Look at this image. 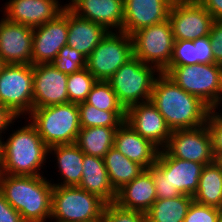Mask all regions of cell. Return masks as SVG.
Returning a JSON list of instances; mask_svg holds the SVG:
<instances>
[{
    "label": "cell",
    "mask_w": 222,
    "mask_h": 222,
    "mask_svg": "<svg viewBox=\"0 0 222 222\" xmlns=\"http://www.w3.org/2000/svg\"><path fill=\"white\" fill-rule=\"evenodd\" d=\"M150 101L172 131L201 127L212 112L203 101L184 91L164 72L154 82Z\"/></svg>",
    "instance_id": "obj_1"
},
{
    "label": "cell",
    "mask_w": 222,
    "mask_h": 222,
    "mask_svg": "<svg viewBox=\"0 0 222 222\" xmlns=\"http://www.w3.org/2000/svg\"><path fill=\"white\" fill-rule=\"evenodd\" d=\"M43 175L21 176L0 173V193L25 222L51 219L53 184Z\"/></svg>",
    "instance_id": "obj_2"
},
{
    "label": "cell",
    "mask_w": 222,
    "mask_h": 222,
    "mask_svg": "<svg viewBox=\"0 0 222 222\" xmlns=\"http://www.w3.org/2000/svg\"><path fill=\"white\" fill-rule=\"evenodd\" d=\"M28 121V124H26ZM26 125L12 131L6 141L0 139V173L21 176L43 175L48 147L37 128L27 119ZM41 171V172H40Z\"/></svg>",
    "instance_id": "obj_3"
},
{
    "label": "cell",
    "mask_w": 222,
    "mask_h": 222,
    "mask_svg": "<svg viewBox=\"0 0 222 222\" xmlns=\"http://www.w3.org/2000/svg\"><path fill=\"white\" fill-rule=\"evenodd\" d=\"M187 93L203 101L212 111L222 105V65L216 63L168 66L163 71Z\"/></svg>",
    "instance_id": "obj_4"
},
{
    "label": "cell",
    "mask_w": 222,
    "mask_h": 222,
    "mask_svg": "<svg viewBox=\"0 0 222 222\" xmlns=\"http://www.w3.org/2000/svg\"><path fill=\"white\" fill-rule=\"evenodd\" d=\"M27 119L37 128L48 148L76 143L81 129L77 103L33 108Z\"/></svg>",
    "instance_id": "obj_5"
},
{
    "label": "cell",
    "mask_w": 222,
    "mask_h": 222,
    "mask_svg": "<svg viewBox=\"0 0 222 222\" xmlns=\"http://www.w3.org/2000/svg\"><path fill=\"white\" fill-rule=\"evenodd\" d=\"M106 202L78 186H53L51 220L54 222H100ZM56 220V221H55Z\"/></svg>",
    "instance_id": "obj_6"
},
{
    "label": "cell",
    "mask_w": 222,
    "mask_h": 222,
    "mask_svg": "<svg viewBox=\"0 0 222 222\" xmlns=\"http://www.w3.org/2000/svg\"><path fill=\"white\" fill-rule=\"evenodd\" d=\"M161 72L154 66L132 57L108 80L125 109L150 101L154 82Z\"/></svg>",
    "instance_id": "obj_7"
},
{
    "label": "cell",
    "mask_w": 222,
    "mask_h": 222,
    "mask_svg": "<svg viewBox=\"0 0 222 222\" xmlns=\"http://www.w3.org/2000/svg\"><path fill=\"white\" fill-rule=\"evenodd\" d=\"M0 104L15 116L30 115L33 110V65L4 64L0 71Z\"/></svg>",
    "instance_id": "obj_8"
},
{
    "label": "cell",
    "mask_w": 222,
    "mask_h": 222,
    "mask_svg": "<svg viewBox=\"0 0 222 222\" xmlns=\"http://www.w3.org/2000/svg\"><path fill=\"white\" fill-rule=\"evenodd\" d=\"M132 57V37L122 31H109L87 57L86 68L97 81H108Z\"/></svg>",
    "instance_id": "obj_9"
},
{
    "label": "cell",
    "mask_w": 222,
    "mask_h": 222,
    "mask_svg": "<svg viewBox=\"0 0 222 222\" xmlns=\"http://www.w3.org/2000/svg\"><path fill=\"white\" fill-rule=\"evenodd\" d=\"M131 37L134 57L160 72L170 65L175 40L168 20L142 28Z\"/></svg>",
    "instance_id": "obj_10"
},
{
    "label": "cell",
    "mask_w": 222,
    "mask_h": 222,
    "mask_svg": "<svg viewBox=\"0 0 222 222\" xmlns=\"http://www.w3.org/2000/svg\"><path fill=\"white\" fill-rule=\"evenodd\" d=\"M168 21L175 41H193L209 36L215 19L197 0H174Z\"/></svg>",
    "instance_id": "obj_11"
},
{
    "label": "cell",
    "mask_w": 222,
    "mask_h": 222,
    "mask_svg": "<svg viewBox=\"0 0 222 222\" xmlns=\"http://www.w3.org/2000/svg\"><path fill=\"white\" fill-rule=\"evenodd\" d=\"M163 150L171 157L208 165L214 162L211 136L207 125L174 130Z\"/></svg>",
    "instance_id": "obj_12"
},
{
    "label": "cell",
    "mask_w": 222,
    "mask_h": 222,
    "mask_svg": "<svg viewBox=\"0 0 222 222\" xmlns=\"http://www.w3.org/2000/svg\"><path fill=\"white\" fill-rule=\"evenodd\" d=\"M67 81L52 63L33 65V108L69 103Z\"/></svg>",
    "instance_id": "obj_13"
},
{
    "label": "cell",
    "mask_w": 222,
    "mask_h": 222,
    "mask_svg": "<svg viewBox=\"0 0 222 222\" xmlns=\"http://www.w3.org/2000/svg\"><path fill=\"white\" fill-rule=\"evenodd\" d=\"M68 8L55 20L33 28L32 65L52 63L67 45Z\"/></svg>",
    "instance_id": "obj_14"
},
{
    "label": "cell",
    "mask_w": 222,
    "mask_h": 222,
    "mask_svg": "<svg viewBox=\"0 0 222 222\" xmlns=\"http://www.w3.org/2000/svg\"><path fill=\"white\" fill-rule=\"evenodd\" d=\"M125 122L143 138L163 149L172 130L151 101L137 103L126 109Z\"/></svg>",
    "instance_id": "obj_15"
},
{
    "label": "cell",
    "mask_w": 222,
    "mask_h": 222,
    "mask_svg": "<svg viewBox=\"0 0 222 222\" xmlns=\"http://www.w3.org/2000/svg\"><path fill=\"white\" fill-rule=\"evenodd\" d=\"M0 57L4 64H32L33 28L0 18Z\"/></svg>",
    "instance_id": "obj_16"
},
{
    "label": "cell",
    "mask_w": 222,
    "mask_h": 222,
    "mask_svg": "<svg viewBox=\"0 0 222 222\" xmlns=\"http://www.w3.org/2000/svg\"><path fill=\"white\" fill-rule=\"evenodd\" d=\"M59 3L58 0H9L2 8L3 16L11 22L36 28L62 14L66 4Z\"/></svg>",
    "instance_id": "obj_17"
},
{
    "label": "cell",
    "mask_w": 222,
    "mask_h": 222,
    "mask_svg": "<svg viewBox=\"0 0 222 222\" xmlns=\"http://www.w3.org/2000/svg\"><path fill=\"white\" fill-rule=\"evenodd\" d=\"M174 0H123L122 32L132 35L138 30L168 20Z\"/></svg>",
    "instance_id": "obj_18"
},
{
    "label": "cell",
    "mask_w": 222,
    "mask_h": 222,
    "mask_svg": "<svg viewBox=\"0 0 222 222\" xmlns=\"http://www.w3.org/2000/svg\"><path fill=\"white\" fill-rule=\"evenodd\" d=\"M66 7L76 16L98 23L108 31H122L123 0H70Z\"/></svg>",
    "instance_id": "obj_19"
},
{
    "label": "cell",
    "mask_w": 222,
    "mask_h": 222,
    "mask_svg": "<svg viewBox=\"0 0 222 222\" xmlns=\"http://www.w3.org/2000/svg\"><path fill=\"white\" fill-rule=\"evenodd\" d=\"M155 166L168 177L173 187L183 195L194 196L204 164L181 160L159 150Z\"/></svg>",
    "instance_id": "obj_20"
},
{
    "label": "cell",
    "mask_w": 222,
    "mask_h": 222,
    "mask_svg": "<svg viewBox=\"0 0 222 222\" xmlns=\"http://www.w3.org/2000/svg\"><path fill=\"white\" fill-rule=\"evenodd\" d=\"M114 147L144 169L155 165L160 150L151 141L143 138L125 121L115 132Z\"/></svg>",
    "instance_id": "obj_21"
},
{
    "label": "cell",
    "mask_w": 222,
    "mask_h": 222,
    "mask_svg": "<svg viewBox=\"0 0 222 222\" xmlns=\"http://www.w3.org/2000/svg\"><path fill=\"white\" fill-rule=\"evenodd\" d=\"M152 174L144 169L135 179L117 191L116 201L120 207L147 213L156 201Z\"/></svg>",
    "instance_id": "obj_22"
},
{
    "label": "cell",
    "mask_w": 222,
    "mask_h": 222,
    "mask_svg": "<svg viewBox=\"0 0 222 222\" xmlns=\"http://www.w3.org/2000/svg\"><path fill=\"white\" fill-rule=\"evenodd\" d=\"M108 32L102 25L80 18L68 9L67 45L86 58Z\"/></svg>",
    "instance_id": "obj_23"
},
{
    "label": "cell",
    "mask_w": 222,
    "mask_h": 222,
    "mask_svg": "<svg viewBox=\"0 0 222 222\" xmlns=\"http://www.w3.org/2000/svg\"><path fill=\"white\" fill-rule=\"evenodd\" d=\"M78 187L98 195L106 203L116 201L117 192L109 181L108 172L101 157L84 154L82 178Z\"/></svg>",
    "instance_id": "obj_24"
},
{
    "label": "cell",
    "mask_w": 222,
    "mask_h": 222,
    "mask_svg": "<svg viewBox=\"0 0 222 222\" xmlns=\"http://www.w3.org/2000/svg\"><path fill=\"white\" fill-rule=\"evenodd\" d=\"M53 155L58 172L61 174V182L52 183L58 186H79L82 178V165L84 152L76 143L56 145L48 148V155ZM57 159V160H56ZM61 183V184H60Z\"/></svg>",
    "instance_id": "obj_25"
},
{
    "label": "cell",
    "mask_w": 222,
    "mask_h": 222,
    "mask_svg": "<svg viewBox=\"0 0 222 222\" xmlns=\"http://www.w3.org/2000/svg\"><path fill=\"white\" fill-rule=\"evenodd\" d=\"M193 200L222 209V168L215 161L204 166Z\"/></svg>",
    "instance_id": "obj_26"
},
{
    "label": "cell",
    "mask_w": 222,
    "mask_h": 222,
    "mask_svg": "<svg viewBox=\"0 0 222 222\" xmlns=\"http://www.w3.org/2000/svg\"><path fill=\"white\" fill-rule=\"evenodd\" d=\"M103 160L109 181L116 192L144 170L141 165L128 159L114 146L105 154Z\"/></svg>",
    "instance_id": "obj_27"
},
{
    "label": "cell",
    "mask_w": 222,
    "mask_h": 222,
    "mask_svg": "<svg viewBox=\"0 0 222 222\" xmlns=\"http://www.w3.org/2000/svg\"><path fill=\"white\" fill-rule=\"evenodd\" d=\"M118 127H81L76 144L87 155L103 158L114 146Z\"/></svg>",
    "instance_id": "obj_28"
},
{
    "label": "cell",
    "mask_w": 222,
    "mask_h": 222,
    "mask_svg": "<svg viewBox=\"0 0 222 222\" xmlns=\"http://www.w3.org/2000/svg\"><path fill=\"white\" fill-rule=\"evenodd\" d=\"M192 196L180 195L170 199H156L146 213L147 222H183Z\"/></svg>",
    "instance_id": "obj_29"
},
{
    "label": "cell",
    "mask_w": 222,
    "mask_h": 222,
    "mask_svg": "<svg viewBox=\"0 0 222 222\" xmlns=\"http://www.w3.org/2000/svg\"><path fill=\"white\" fill-rule=\"evenodd\" d=\"M80 127H119L126 118V111L99 110L93 105L78 103Z\"/></svg>",
    "instance_id": "obj_30"
},
{
    "label": "cell",
    "mask_w": 222,
    "mask_h": 222,
    "mask_svg": "<svg viewBox=\"0 0 222 222\" xmlns=\"http://www.w3.org/2000/svg\"><path fill=\"white\" fill-rule=\"evenodd\" d=\"M99 110L126 111L108 81H97L85 100Z\"/></svg>",
    "instance_id": "obj_31"
},
{
    "label": "cell",
    "mask_w": 222,
    "mask_h": 222,
    "mask_svg": "<svg viewBox=\"0 0 222 222\" xmlns=\"http://www.w3.org/2000/svg\"><path fill=\"white\" fill-rule=\"evenodd\" d=\"M96 82L97 80L86 67L73 74H69L67 81L69 102L77 104L84 102Z\"/></svg>",
    "instance_id": "obj_32"
},
{
    "label": "cell",
    "mask_w": 222,
    "mask_h": 222,
    "mask_svg": "<svg viewBox=\"0 0 222 222\" xmlns=\"http://www.w3.org/2000/svg\"><path fill=\"white\" fill-rule=\"evenodd\" d=\"M87 58L68 45L61 48L56 59L52 62L54 67L69 75L86 67Z\"/></svg>",
    "instance_id": "obj_33"
},
{
    "label": "cell",
    "mask_w": 222,
    "mask_h": 222,
    "mask_svg": "<svg viewBox=\"0 0 222 222\" xmlns=\"http://www.w3.org/2000/svg\"><path fill=\"white\" fill-rule=\"evenodd\" d=\"M199 63L198 39L174 41L169 66L195 65Z\"/></svg>",
    "instance_id": "obj_34"
},
{
    "label": "cell",
    "mask_w": 222,
    "mask_h": 222,
    "mask_svg": "<svg viewBox=\"0 0 222 222\" xmlns=\"http://www.w3.org/2000/svg\"><path fill=\"white\" fill-rule=\"evenodd\" d=\"M100 222H147L146 213L120 207L117 203H106Z\"/></svg>",
    "instance_id": "obj_35"
},
{
    "label": "cell",
    "mask_w": 222,
    "mask_h": 222,
    "mask_svg": "<svg viewBox=\"0 0 222 222\" xmlns=\"http://www.w3.org/2000/svg\"><path fill=\"white\" fill-rule=\"evenodd\" d=\"M222 209L192 201L183 222H220Z\"/></svg>",
    "instance_id": "obj_36"
},
{
    "label": "cell",
    "mask_w": 222,
    "mask_h": 222,
    "mask_svg": "<svg viewBox=\"0 0 222 222\" xmlns=\"http://www.w3.org/2000/svg\"><path fill=\"white\" fill-rule=\"evenodd\" d=\"M153 177L157 199H170L182 195L173 187L166 177L155 165L147 169Z\"/></svg>",
    "instance_id": "obj_37"
},
{
    "label": "cell",
    "mask_w": 222,
    "mask_h": 222,
    "mask_svg": "<svg viewBox=\"0 0 222 222\" xmlns=\"http://www.w3.org/2000/svg\"><path fill=\"white\" fill-rule=\"evenodd\" d=\"M211 136L212 152L222 153V113L212 111L206 120Z\"/></svg>",
    "instance_id": "obj_38"
},
{
    "label": "cell",
    "mask_w": 222,
    "mask_h": 222,
    "mask_svg": "<svg viewBox=\"0 0 222 222\" xmlns=\"http://www.w3.org/2000/svg\"><path fill=\"white\" fill-rule=\"evenodd\" d=\"M213 49L214 61L222 65V20H215L209 33Z\"/></svg>",
    "instance_id": "obj_39"
},
{
    "label": "cell",
    "mask_w": 222,
    "mask_h": 222,
    "mask_svg": "<svg viewBox=\"0 0 222 222\" xmlns=\"http://www.w3.org/2000/svg\"><path fill=\"white\" fill-rule=\"evenodd\" d=\"M0 222H25L20 213L15 210L0 193Z\"/></svg>",
    "instance_id": "obj_40"
},
{
    "label": "cell",
    "mask_w": 222,
    "mask_h": 222,
    "mask_svg": "<svg viewBox=\"0 0 222 222\" xmlns=\"http://www.w3.org/2000/svg\"><path fill=\"white\" fill-rule=\"evenodd\" d=\"M199 64L216 63L209 36L198 38Z\"/></svg>",
    "instance_id": "obj_41"
},
{
    "label": "cell",
    "mask_w": 222,
    "mask_h": 222,
    "mask_svg": "<svg viewBox=\"0 0 222 222\" xmlns=\"http://www.w3.org/2000/svg\"><path fill=\"white\" fill-rule=\"evenodd\" d=\"M17 118L6 106L0 104V139L4 140L2 133L5 134V131L9 130L8 127L13 125Z\"/></svg>",
    "instance_id": "obj_42"
},
{
    "label": "cell",
    "mask_w": 222,
    "mask_h": 222,
    "mask_svg": "<svg viewBox=\"0 0 222 222\" xmlns=\"http://www.w3.org/2000/svg\"><path fill=\"white\" fill-rule=\"evenodd\" d=\"M215 20H222V0H197Z\"/></svg>",
    "instance_id": "obj_43"
},
{
    "label": "cell",
    "mask_w": 222,
    "mask_h": 222,
    "mask_svg": "<svg viewBox=\"0 0 222 222\" xmlns=\"http://www.w3.org/2000/svg\"><path fill=\"white\" fill-rule=\"evenodd\" d=\"M214 161L222 168V153H213Z\"/></svg>",
    "instance_id": "obj_44"
},
{
    "label": "cell",
    "mask_w": 222,
    "mask_h": 222,
    "mask_svg": "<svg viewBox=\"0 0 222 222\" xmlns=\"http://www.w3.org/2000/svg\"><path fill=\"white\" fill-rule=\"evenodd\" d=\"M3 66H4V63H3V61H2V59H1V57H0V71H1V69H2Z\"/></svg>",
    "instance_id": "obj_45"
}]
</instances>
